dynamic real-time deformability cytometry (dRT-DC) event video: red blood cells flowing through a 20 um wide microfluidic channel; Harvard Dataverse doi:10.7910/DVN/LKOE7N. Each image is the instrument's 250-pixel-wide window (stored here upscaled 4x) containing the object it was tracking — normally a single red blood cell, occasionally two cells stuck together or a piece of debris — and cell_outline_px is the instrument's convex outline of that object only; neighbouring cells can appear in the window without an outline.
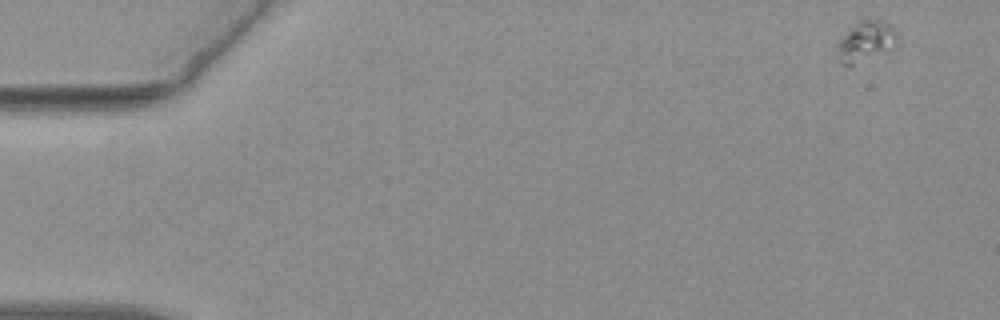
{"species": "common noctule bat (a hibernating species)", "species_latin": "Nyctalus noctula", "temperature_condition": "warm", "stored_images_in_passage": 21, "camera_frame_rate_fps": 3000, "um_per_image_px": 0.085, "animal": {"sex": "female", "body_mass_g": 19.3, "forearm_length_mm": 54.1}, "frame": {"image": 1, "passage_image": 1, "time_ms": 0.0, "image_size_px": [1000, 320], "cell_outline_px": [[896, 40], [884, 48], [848, 68], [840, 64], [836, 48], [840, 40], [856, 20], [868, 16], [880, 20], [888, 24], [896, 32]], "centroid_in_image_um": [73.46, 3.44], "position_along_channel_um": 11.5, "area_um2": 13.58}}
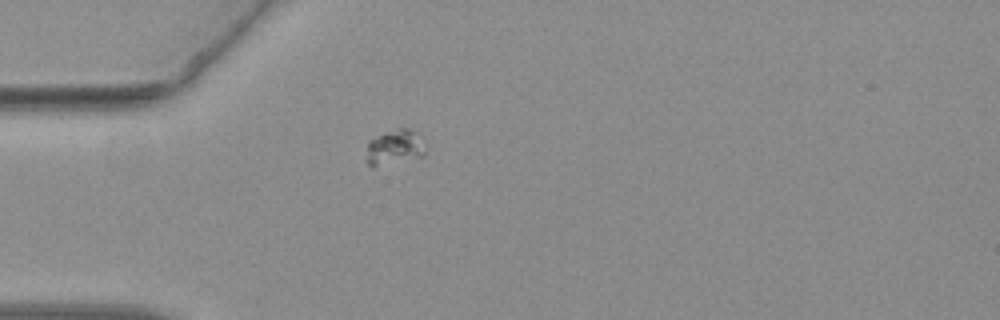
{"frame": {"image": 2, "passage_image": 15, "time_ms": 4.667, "image_size_px": [1000, 320], "cell_outline_px": [[428, 148], [424, 156], [372, 168], [368, 164], [368, 140], [396, 128], [408, 128], [424, 140]], "centroid_in_image_um": [33.6, 12.53], "position_along_channel_um": 51.4, "area_um2": 12.2}}
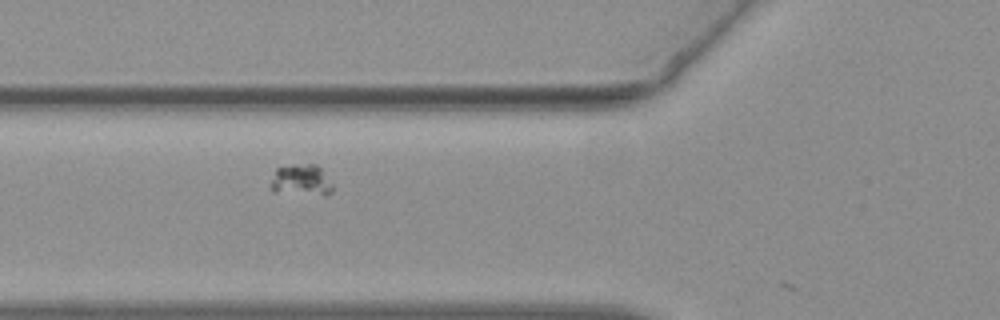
{"frame": {"image": 3, "passage_image": 20, "time_ms": 6.333, "image_size_px": [1000, 320], "cell_outline_px": [[332, 192], [324, 196], [272, 192], [272, 180], [276, 168], [292, 164], [316, 164], [320, 168], [332, 184]], "centroid_in_image_um": [25.61, 15.33], "position_along_channel_um": 100.2, "area_um2": 11.39}}